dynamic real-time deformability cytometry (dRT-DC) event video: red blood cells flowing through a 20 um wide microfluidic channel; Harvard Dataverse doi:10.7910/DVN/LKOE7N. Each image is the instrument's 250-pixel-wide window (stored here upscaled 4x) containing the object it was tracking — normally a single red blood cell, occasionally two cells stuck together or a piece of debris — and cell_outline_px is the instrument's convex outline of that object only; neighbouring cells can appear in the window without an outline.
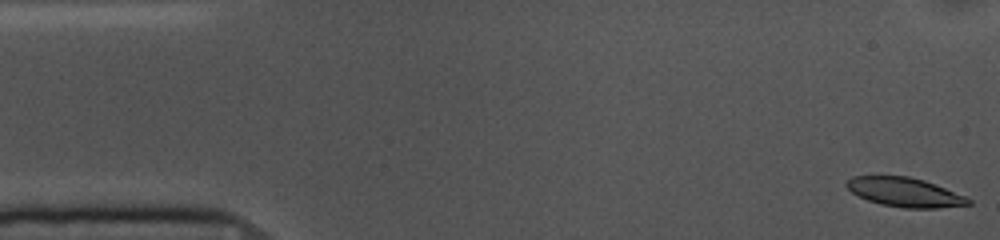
{"species": "common noctule bat (a hibernating species)", "species_latin": "Nyctalus noctula", "temperature_condition": "cold", "stored_images_in_passage": 53, "camera_frame_rate_fps": 3000, "um_per_image_px": 0.085, "animal": {"sex": "female", "body_mass_g": 10.0, "forearm_length_mm": 53.1}, "frame": {"image": 1, "passage_image": 1, "time_ms": 0.0, "image_size_px": [1000, 240], "cell_outline_px": [[972, 204], [936, 208], [904, 208], [880, 204], [868, 200], [852, 192], [844, 184], [852, 176], [908, 176], [924, 180], [936, 184], [964, 196], [972, 200]], "centroid_in_image_um": [76.91, 16.34], "position_along_channel_um": 8.1, "area_um2": 20.58}}
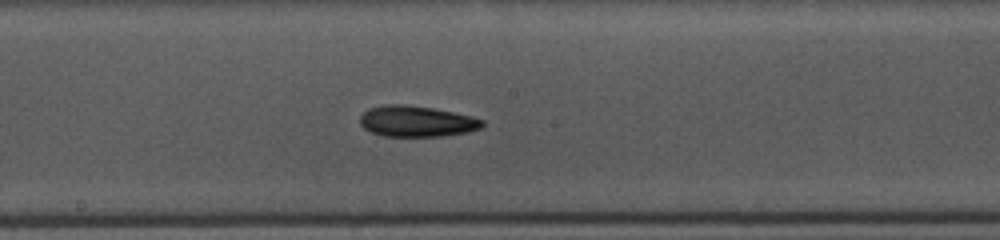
{"frame": {"image": 2, "passage_image": 27, "time_ms": 8.667, "image_size_px": [1000, 240], "cell_outline_px": [[484, 124], [480, 128], [468, 132], [444, 136], [384, 136], [372, 132], [364, 128], [360, 124], [360, 116], [368, 108], [384, 104], [404, 104], [432, 108], [472, 116], [484, 120]], "centroid_in_image_um": [35.4, 10.31], "position_along_channel_um": 212.8, "area_um2": 22.08}}
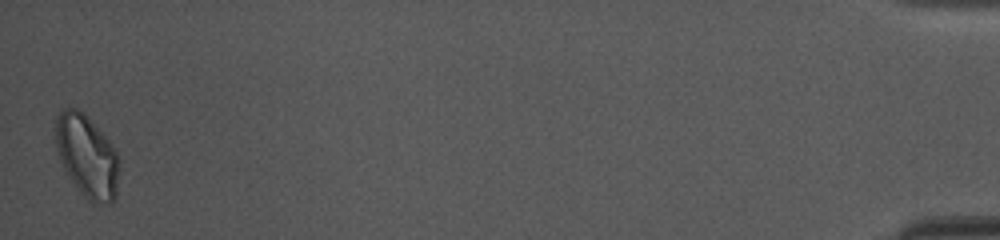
{"frame": {"image": 3, "passage_image": 53, "time_ms": 17.333, "image_size_px": [1000, 240], "cell_outline_px": [[120, 160], [116, 200], [108, 204], [92, 204], [80, 192], [68, 176], [60, 160], [56, 148], [56, 116], [60, 108], [76, 108], [88, 116], [112, 144]], "centroid_in_image_um": [7.41, 13.29], "position_along_channel_um": 427.8, "area_um2": 30.98}, "authors_computed_cell_mechanics": {"area_um2": 21.7328, "velocity_mm_per_s": 3.6271, "shape_relaxation_time_tau1_ms": 6.5751, "shape_relaxation_time_tau2_ms": null, "deformation_change_tau1": 0.1621, "deformation_change_tau2": null}}